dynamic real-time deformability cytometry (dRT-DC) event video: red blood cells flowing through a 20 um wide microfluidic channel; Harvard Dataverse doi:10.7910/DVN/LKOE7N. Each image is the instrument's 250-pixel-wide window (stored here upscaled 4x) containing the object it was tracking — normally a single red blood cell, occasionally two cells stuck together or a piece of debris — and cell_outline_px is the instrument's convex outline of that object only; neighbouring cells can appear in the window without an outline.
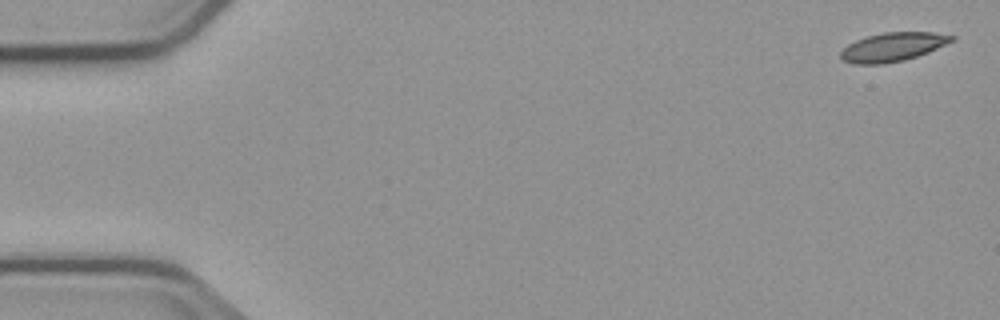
{"species": "common noctule bat (a hibernating species)", "species_latin": "Nyctalus noctula", "temperature_condition": "cold", "stored_images_in_passage": 5, "camera_frame_rate_fps": 3000, "um_per_image_px": 0.085, "animal": {"sex": "male", "body_mass_g": 23.1, "forearm_length_mm": 52.7}, "frame": {"image": 1, "passage_image": 1, "time_ms": 0.0, "image_size_px": [1000, 320], "cell_outline_px": [[956, 40], [928, 52], [904, 60], [884, 64], [852, 64], [844, 60], [840, 56], [840, 52], [848, 44], [856, 40], [868, 36], [884, 32], [932, 32], [956, 36]], "centroid_in_image_um": [75.9, 3.99], "position_along_channel_um": 9.1, "area_um2": 18.61}}
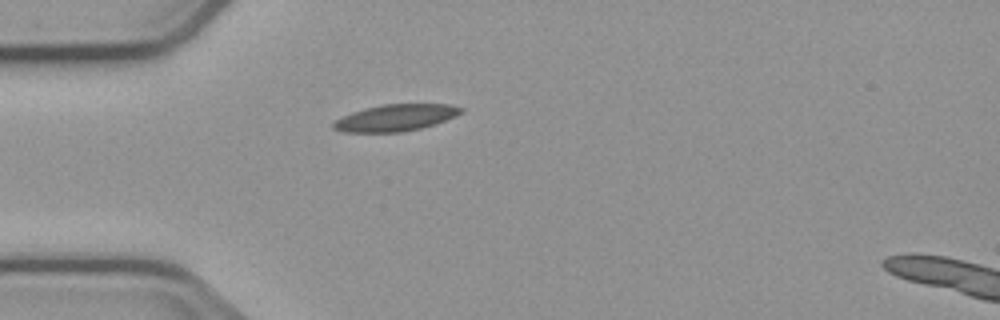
{"frame": {"image": 2, "passage_image": 5, "time_ms": 4.667, "image_size_px": [1000, 320], "cell_outline_px": [[464, 112], [456, 116], [420, 128], [400, 132], [344, 132], [332, 128], [332, 124], [336, 120], [352, 112], [364, 108], [380, 104], [448, 104], [464, 108]], "centroid_in_image_um": [33.62, 10.0], "position_along_channel_um": 51.4, "area_um2": 19.71}}